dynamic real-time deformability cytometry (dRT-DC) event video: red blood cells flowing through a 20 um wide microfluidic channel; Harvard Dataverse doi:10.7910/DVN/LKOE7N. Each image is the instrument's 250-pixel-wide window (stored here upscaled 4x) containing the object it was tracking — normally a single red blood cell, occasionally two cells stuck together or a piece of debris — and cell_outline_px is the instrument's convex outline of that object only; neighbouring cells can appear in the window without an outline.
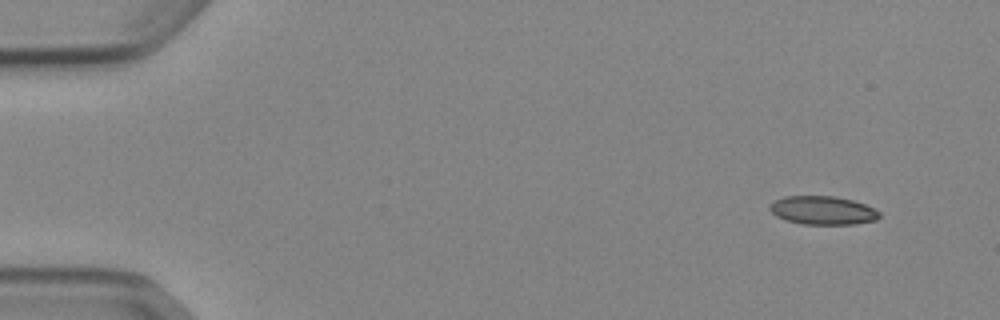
{"species": "Egyptian fruit bat (a non-hibernating species)", "species_latin": "Rousettus aegyptiacus", "temperature_condition": "cold", "stored_images_in_passage": 49, "camera_frame_rate_fps": 3000, "um_per_image_px": 0.085, "animal": {"sex": "female"}, "frame": {"image": 1, "passage_image": 1, "time_ms": 0.0, "image_size_px": [1000, 320], "cell_outline_px": [[880, 216], [876, 220], [856, 224], [804, 224], [784, 220], [776, 216], [768, 208], [776, 200], [784, 196], [836, 196], [852, 200], [864, 204], [880, 212]], "centroid_in_image_um": [69.93, 17.88], "position_along_channel_um": 15.1, "area_um2": 18.15}}
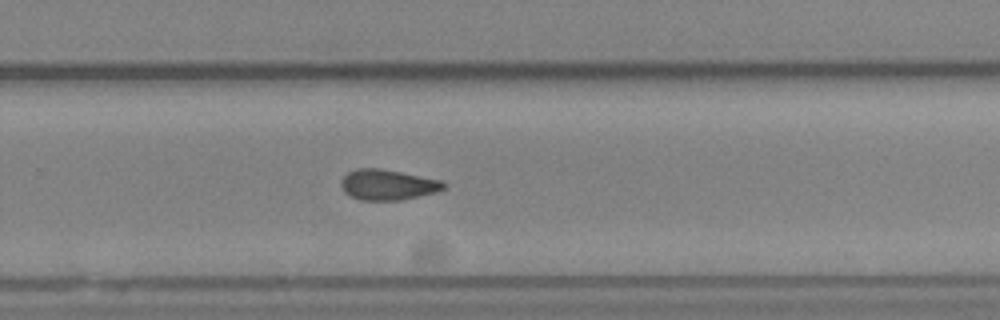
{"frame": {"image": 2, "passage_image": 32, "time_ms": 10.333, "image_size_px": [1000, 320], "cell_outline_px": [[448, 184], [444, 188], [436, 192], [400, 200], [360, 200], [344, 192], [340, 184], [340, 180], [348, 172], [356, 168], [376, 168], [400, 172], [444, 180]], "centroid_in_image_um": [32.97, 15.7], "position_along_channel_um": 296.8, "area_um2": 18.26}}
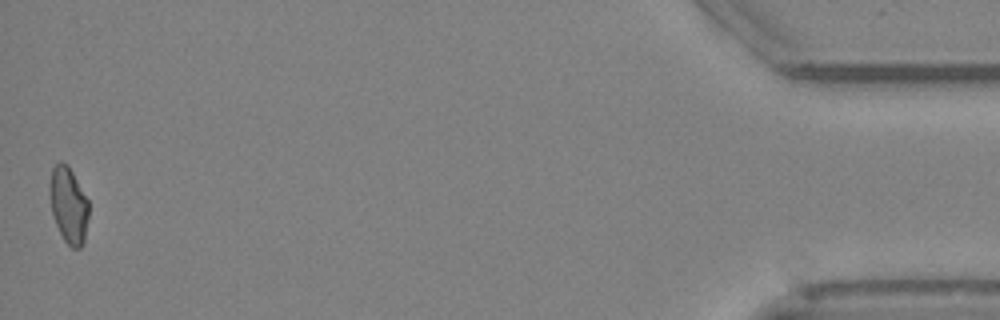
{"frame": {"image": 3, "passage_image": 49, "time_ms": 16.0, "image_size_px": [1000, 320], "cell_outline_px": [[88, 216], [84, 244], [80, 248], [72, 248], [64, 240], [52, 216], [48, 192], [48, 184], [52, 168], [60, 160], [68, 164], [88, 200]], "centroid_in_image_um": [5.8, 17.41], "position_along_channel_um": 429.4, "area_um2": 17.63}, "authors_computed_cell_mechanics": {"area_um2": 18.3804, "velocity_mm_per_s": 3.8906, "shape_relaxation_time_tau1_ms": null, "shape_relaxation_time_tau2_ms": 9.7739, "deformation_change_tau1": null, "deformation_change_tau2": 0.172}}